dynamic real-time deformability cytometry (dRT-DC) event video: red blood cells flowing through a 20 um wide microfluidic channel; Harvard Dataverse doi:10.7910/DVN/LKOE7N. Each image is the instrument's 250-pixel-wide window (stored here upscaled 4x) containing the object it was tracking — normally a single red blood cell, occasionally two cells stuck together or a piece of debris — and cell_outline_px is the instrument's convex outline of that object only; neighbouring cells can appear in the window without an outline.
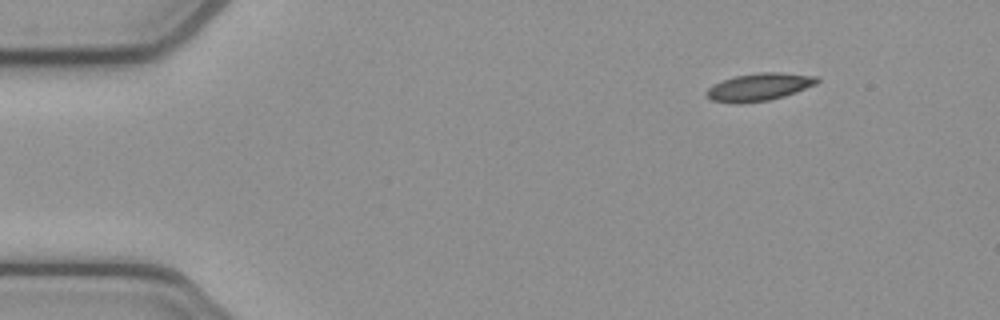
{"species": "common noctule bat (a hibernating species)", "species_latin": "Nyctalus noctula", "temperature_condition": "cold", "stored_images_in_passage": 47, "camera_frame_rate_fps": 3000, "um_per_image_px": 0.085, "animal": {"sex": "female", "body_mass_g": 21.9}, "frame": {"image": 1, "passage_image": 1, "time_ms": 0.0, "image_size_px": [1000, 320], "cell_outline_px": [[820, 80], [816, 84], [796, 92], [784, 96], [768, 100], [736, 104], [712, 100], [704, 92], [708, 88], [724, 80], [736, 76], [756, 72], [780, 72], [816, 76]], "centroid_in_image_um": [64.54, 7.39], "position_along_channel_um": 20.5, "area_um2": 17.63}}
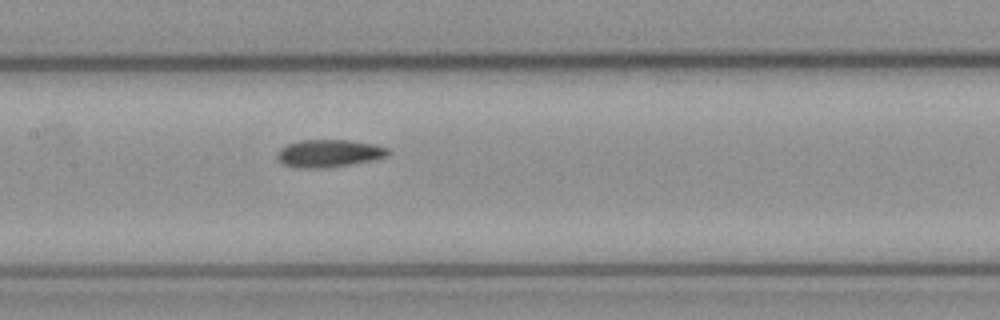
{"frame": {"image": 2, "passage_image": 20, "time_ms": 6.333, "image_size_px": [1000, 320], "cell_outline_px": [[388, 152], [384, 156], [368, 160], [348, 164], [324, 168], [296, 168], [284, 164], [276, 156], [276, 152], [280, 148], [288, 144], [300, 140], [348, 140], [372, 144], [388, 148]], "centroid_in_image_um": [27.86, 13.03], "position_along_channel_um": 179.5, "area_um2": 17.4}}
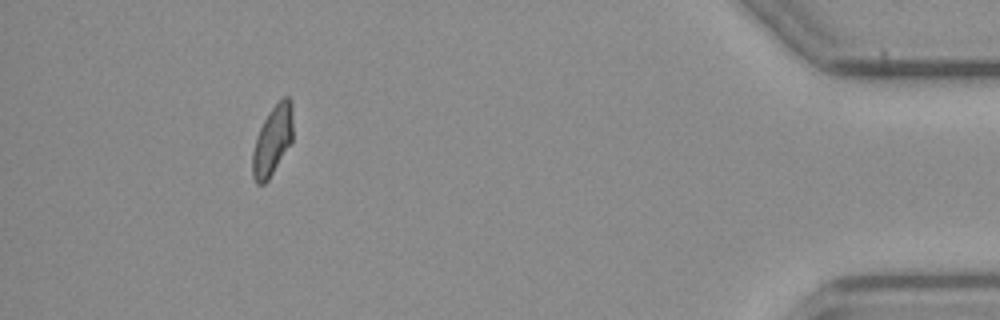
{"frame": {"image": 3, "passage_image": 43, "time_ms": 14.0, "image_size_px": [1000, 320], "cell_outline_px": [[292, 140], [268, 180], [264, 184], [256, 184], [252, 176], [252, 152], [256, 136], [268, 112], [284, 96], [288, 96], [292, 100]], "centroid_in_image_um": [23.14, 11.94], "position_along_channel_um": 412.1, "area_um2": 16.3}, "authors_computed_cell_mechanics": {"area_um2": 17.1666, "velocity_mm_per_s": 3.8742, "shape_relaxation_time_tau1_ms": null, "shape_relaxation_time_tau2_ms": 3.7383, "deformation_change_tau1": null, "deformation_change_tau2": 0.0974}}